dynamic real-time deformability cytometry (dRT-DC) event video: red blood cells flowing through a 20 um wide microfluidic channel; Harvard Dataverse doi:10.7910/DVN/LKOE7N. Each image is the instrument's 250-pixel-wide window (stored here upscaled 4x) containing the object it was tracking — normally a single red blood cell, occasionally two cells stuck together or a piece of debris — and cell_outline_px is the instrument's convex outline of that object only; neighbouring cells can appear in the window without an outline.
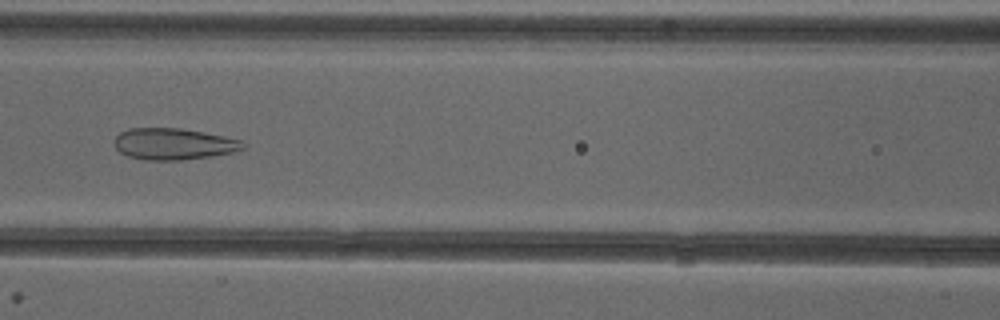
{"species": "common noctule bat (a hibernating species)", "species_latin": "Nyctalus noctula", "temperature_condition": "cold", "stored_images_in_passage": 35, "camera_frame_rate_fps": 3000, "um_per_image_px": 0.085, "animal": {"sex": "female"}, "frame": {"image": 1, "passage_image": 14, "time_ms": 4.333, "image_size_px": [1000, 320], "cell_outline_px": [[248, 144], [244, 148], [236, 152], [212, 156], [180, 160], [144, 160], [128, 156], [120, 152], [112, 144], [112, 140], [120, 132], [128, 128], [180, 128], [204, 132], [244, 140]], "centroid_in_image_um": [14.77, 12.23], "position_along_channel_um": 151.8, "area_um2": 24.04}}
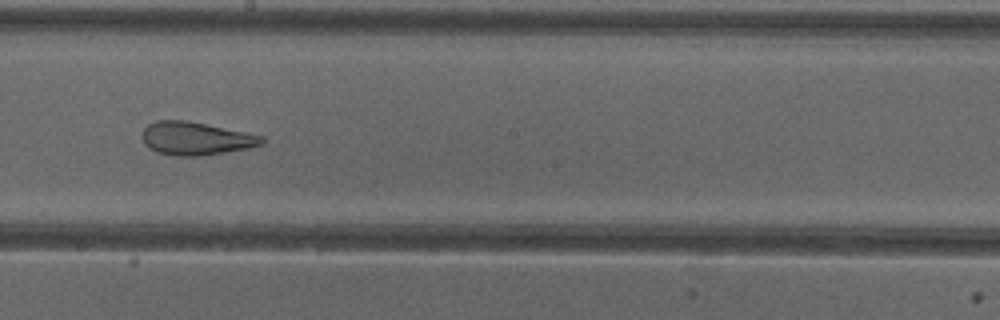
{"frame": {"image": 2, "passage_image": 20, "time_ms": 6.333, "image_size_px": [1000, 320], "cell_outline_px": [[264, 144], [248, 148], [200, 156], [176, 156], [156, 152], [148, 148], [144, 144], [144, 128], [148, 124], [156, 120], [188, 120], [244, 132], [260, 136], [264, 140]], "centroid_in_image_um": [16.61, 11.77], "position_along_channel_um": 231.6, "area_um2": 22.89}}
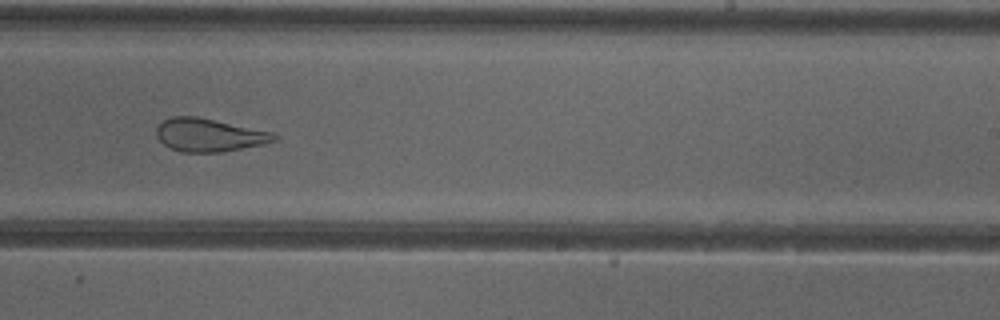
{"frame": {"image": 3, "passage_image": 23, "time_ms": 7.333, "image_size_px": [1000, 320], "cell_outline_px": [[276, 140], [264, 144], [220, 152], [180, 152], [164, 144], [156, 136], [156, 128], [164, 120], [172, 116], [196, 116], [272, 132], [276, 136]], "centroid_in_image_um": [17.75, 11.48], "position_along_channel_um": 271.3, "area_um2": 22.43}, "authors_computed_cell_mechanics": {"area_um2": 24.7962, "velocity_mm_per_s": 3.9832, "shape_relaxation_time_tau1_ms": null, "shape_relaxation_time_tau2_ms": 1.398, "deformation_change_tau1": null, "deformation_change_tau2": 0.1025}}